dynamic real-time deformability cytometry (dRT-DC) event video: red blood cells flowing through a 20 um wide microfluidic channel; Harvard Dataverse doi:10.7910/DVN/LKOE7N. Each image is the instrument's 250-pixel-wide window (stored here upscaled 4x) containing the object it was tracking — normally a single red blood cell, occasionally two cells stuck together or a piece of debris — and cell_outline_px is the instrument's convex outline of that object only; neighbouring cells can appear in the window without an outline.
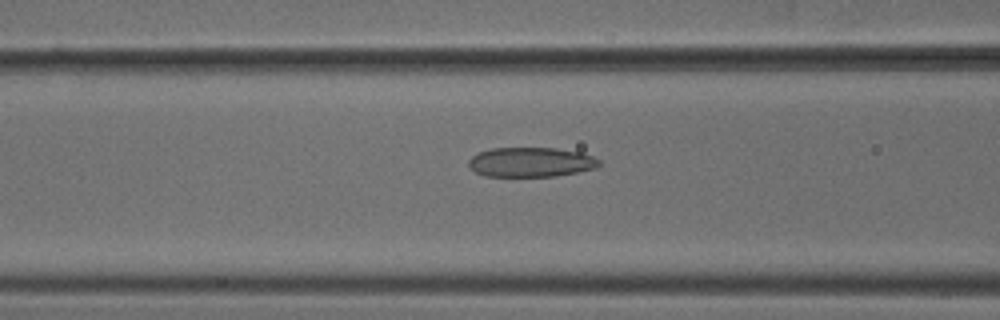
{"species": "common noctule bat (a hibernating species)", "species_latin": "Nyctalus noctula", "temperature_condition": "cold", "stored_images_in_passage": 52, "camera_frame_rate_fps": 3000, "um_per_image_px": 0.085, "animal": {"sex": "male", "body_mass_g": 18.8}, "frame": {"image": 1, "passage_image": 21, "time_ms": 6.667, "image_size_px": [1000, 320], "cell_outline_px": [[600, 164], [596, 168], [556, 176], [484, 176], [476, 172], [468, 164], [468, 160], [472, 156], [480, 152], [492, 148], [556, 148], [580, 152], [592, 156], [600, 160]], "centroid_in_image_um": [45.13, 13.78], "position_along_channel_um": 121.5, "area_um2": 22.43}}
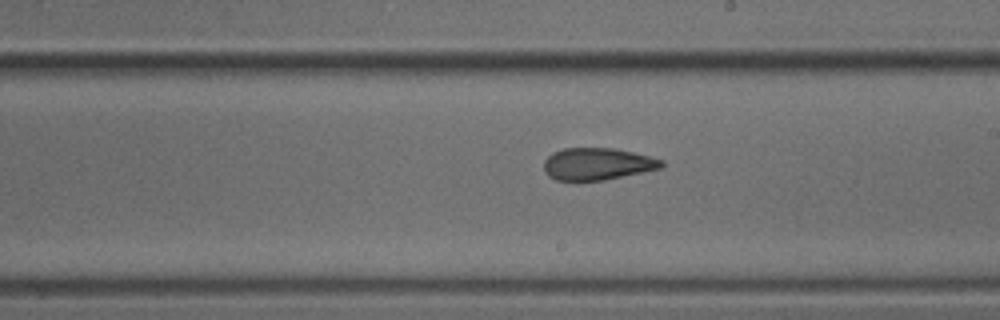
{"frame": {"image": 2, "passage_image": 30, "time_ms": 9.667, "image_size_px": [1000, 320], "cell_outline_px": [[664, 164], [660, 168], [604, 180], [556, 180], [548, 176], [544, 172], [544, 160], [552, 152], [564, 148], [612, 148], [632, 152], [664, 160]], "centroid_in_image_um": [50.73, 13.93], "position_along_channel_um": 238.3, "area_um2": 21.85}}
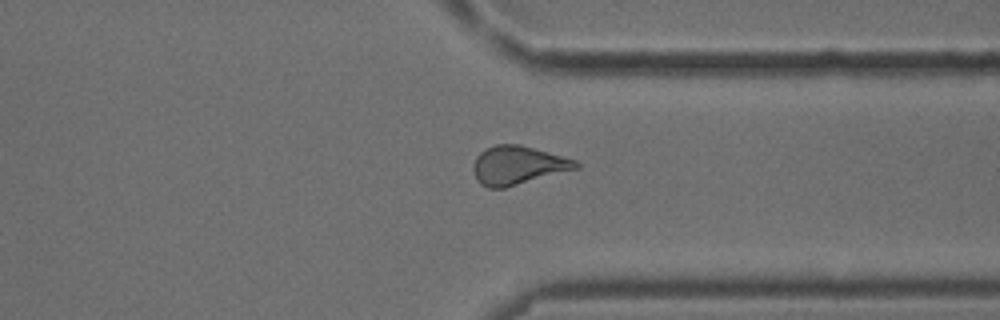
{"frame": {"image": 3, "passage_image": 40, "time_ms": 13.0, "image_size_px": [1000, 320], "cell_outline_px": [[580, 168], [504, 188], [488, 188], [480, 184], [476, 180], [472, 168], [476, 156], [480, 152], [496, 144], [520, 144], [576, 160], [580, 164]], "centroid_in_image_um": [44.01, 14.06], "position_along_channel_um": 367.4, "area_um2": 23.12}, "authors_computed_cell_mechanics": {"area_um2": 22.9466, "velocity_mm_per_s": 3.8864, "shape_relaxation_time_tau1_ms": null, "shape_relaxation_time_tau2_ms": 2.2018, "deformation_change_tau1": null, "deformation_change_tau2": 0.1015}}